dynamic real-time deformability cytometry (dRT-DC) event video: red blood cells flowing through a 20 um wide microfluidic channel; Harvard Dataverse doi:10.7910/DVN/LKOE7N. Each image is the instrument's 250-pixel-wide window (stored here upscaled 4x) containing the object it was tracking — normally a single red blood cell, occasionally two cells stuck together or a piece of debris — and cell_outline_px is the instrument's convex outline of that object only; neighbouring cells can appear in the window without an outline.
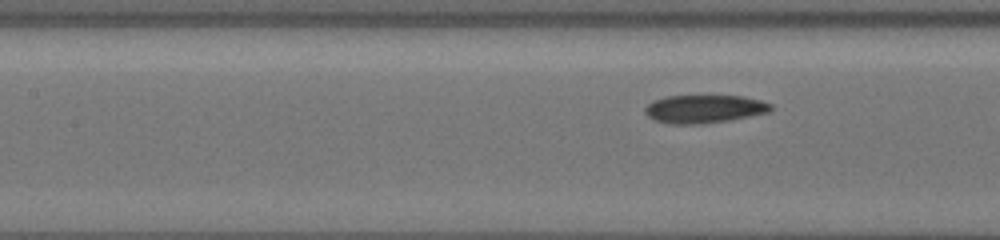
{"species": "common noctule bat (a hibernating species)", "species_latin": "Nyctalus noctula", "temperature_condition": "cold", "stored_images_in_passage": 33, "segment_of_instrument_passage": [2, 2], "camera_frame_rate_fps": 3000, "um_per_image_px": 0.085, "animal": {"sex": "female", "body_mass_g": 19.5, "forearm_length_mm": 54.1}, "frame": {"image": 1, "passage_image": 33, "time_ms": 10.0, "image_size_px": [1000, 240], "cell_outline_px": [[772, 108], [768, 112], [728, 120], [700, 124], [668, 124], [652, 120], [644, 112], [644, 108], [652, 100], [664, 96], [744, 96], [760, 100], [772, 104]], "centroid_in_image_um": [59.79, 9.26], "position_along_channel_um": 147.6, "area_um2": 20.69}}